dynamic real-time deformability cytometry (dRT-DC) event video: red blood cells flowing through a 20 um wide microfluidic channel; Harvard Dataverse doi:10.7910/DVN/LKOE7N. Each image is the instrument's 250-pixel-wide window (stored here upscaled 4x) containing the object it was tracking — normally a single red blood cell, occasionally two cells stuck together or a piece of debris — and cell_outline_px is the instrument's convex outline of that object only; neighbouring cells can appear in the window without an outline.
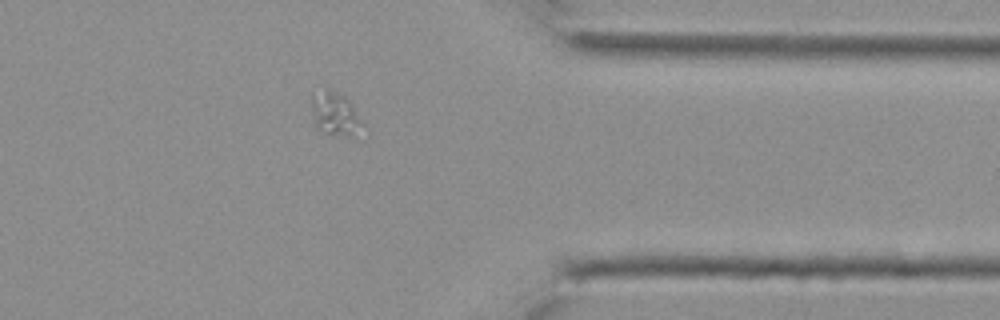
{"species": "Egyptian fruit bat (a non-hibernating species)", "species_latin": "Rousettus aegyptiacus", "temperature_condition": "cold", "stored_images_in_passage": 25, "camera_frame_rate_fps": 3000, "um_per_image_px": 0.085, "animal": {"sex": "female"}, "frame": {"image": 1, "passage_image": 22, "time_ms": 7.0, "image_size_px": [1000, 320], "cell_outline_px": [[360, 128], [352, 136], [344, 136], [324, 132], [316, 128], [312, 112], [312, 96], [324, 88], [328, 88], [344, 96], [352, 104], [360, 120]], "centroid_in_image_um": [28.43, 9.66], "position_along_channel_um": 383.0, "area_um2": 12.43}}